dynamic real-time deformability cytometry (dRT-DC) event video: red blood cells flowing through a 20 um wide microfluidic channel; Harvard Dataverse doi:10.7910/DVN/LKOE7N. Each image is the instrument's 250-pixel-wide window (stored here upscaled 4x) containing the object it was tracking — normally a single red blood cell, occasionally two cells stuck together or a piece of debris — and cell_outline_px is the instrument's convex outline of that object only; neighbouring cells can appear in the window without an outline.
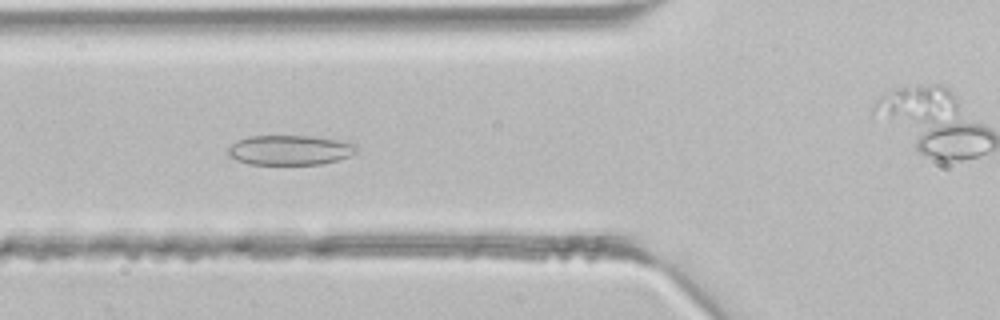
{"species": "common noctule bat (a hibernating species)", "species_latin": "Nyctalus noctula", "temperature_condition": "room temperature", "stored_images_in_passage": 36, "camera_frame_rate_fps": 3000, "um_per_image_px": 0.085, "animal": {"sex": "male", "body_mass_g": 21.5, "forearm_length_mm": 52.0}, "frame": {"image": 1, "passage_image": 8, "time_ms": 2.333, "image_size_px": [1000, 320], "cell_outline_px": [[360, 148], [356, 152], [348, 156], [336, 160], [320, 164], [248, 164], [236, 160], [228, 156], [228, 148], [236, 140], [248, 136], [312, 136], [360, 144]], "centroid_in_image_um": [24.64, 12.75], "position_along_channel_um": 101.2, "area_um2": 22.43}}
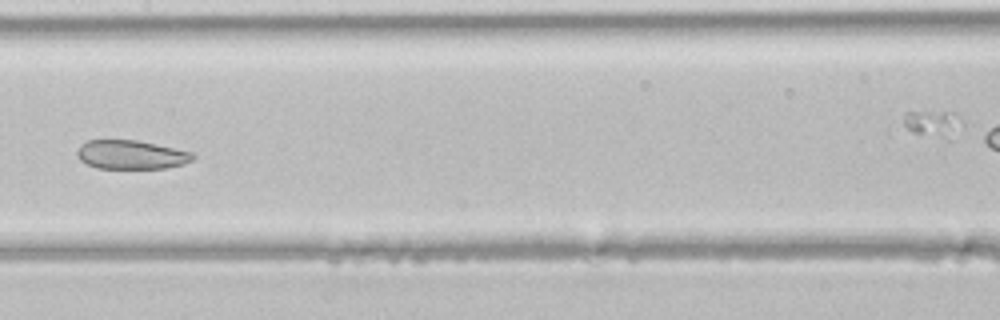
{"frame": {"image": 2, "passage_image": 14, "time_ms": 4.333, "image_size_px": [1000, 320], "cell_outline_px": [[196, 156], [192, 160], [184, 164], [164, 168], [96, 168], [80, 160], [76, 152], [80, 144], [88, 140], [136, 140], [192, 152]], "centroid_in_image_um": [11.13, 13.15], "position_along_channel_um": 196.3, "area_um2": 19.36}}
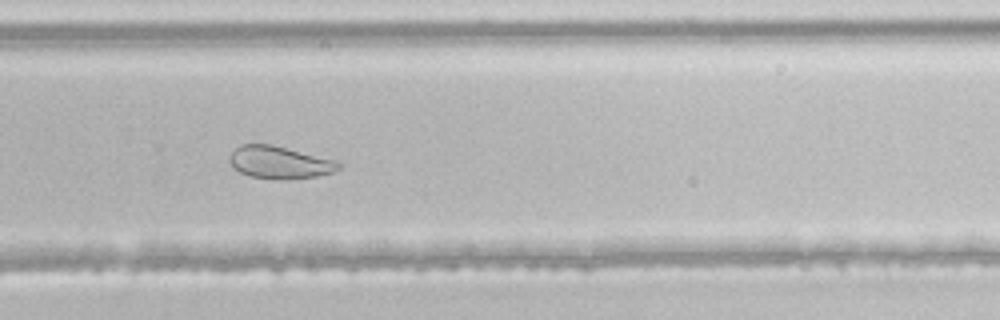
{"frame": {"image": 3, "passage_image": 21, "time_ms": 6.667, "image_size_px": [1000, 320], "cell_outline_px": [[344, 164], [340, 168], [332, 172], [316, 176], [252, 176], [240, 172], [232, 168], [228, 160], [228, 156], [240, 144], [272, 144], [336, 160]], "centroid_in_image_um": [23.74, 13.74], "position_along_channel_um": 306.1, "area_um2": 19.83}}